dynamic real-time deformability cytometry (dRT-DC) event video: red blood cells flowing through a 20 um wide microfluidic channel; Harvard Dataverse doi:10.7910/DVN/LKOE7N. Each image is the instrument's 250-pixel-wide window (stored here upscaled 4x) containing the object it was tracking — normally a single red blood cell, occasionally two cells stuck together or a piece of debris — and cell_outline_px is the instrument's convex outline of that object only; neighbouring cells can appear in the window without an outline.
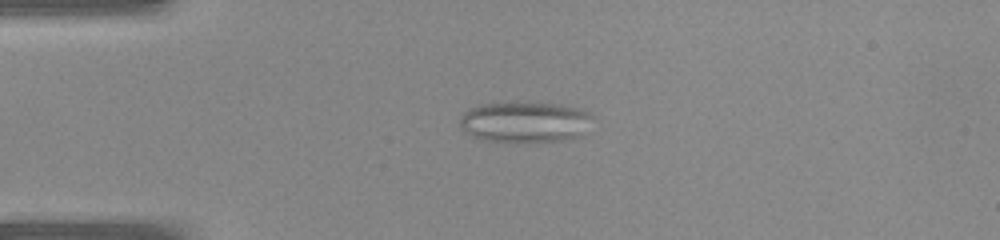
{"species": "common noctule bat (a hibernating species)", "species_latin": "Nyctalus noctula", "temperature_condition": "warm", "stored_images_in_passage": 40, "camera_frame_rate_fps": 3000, "um_per_image_px": 0.085, "animal": {"sex": "female", "body_mass_g": 22.0, "forearm_length_mm": 56.7}, "frame": {"image": 1, "passage_image": 10, "time_ms": 3.0, "image_size_px": [1000, 240], "cell_outline_px": [[592, 116], [584, 136], [564, 140], [480, 140], [464, 132], [460, 124], [460, 116], [468, 108], [480, 104], [528, 100], [560, 104], [576, 108], [588, 112]], "centroid_in_image_um": [44.6, 10.31], "position_along_channel_um": 40.4, "area_um2": 31.91}}
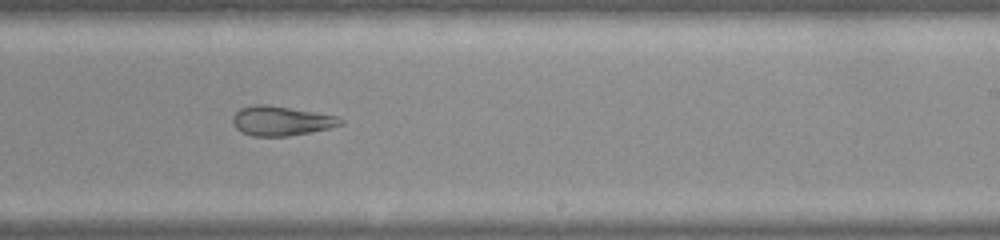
{"frame": {"image": 2, "passage_image": 25, "time_ms": 8.0, "image_size_px": [1000, 240], "cell_outline_px": [[344, 124], [328, 128], [288, 136], [252, 136], [240, 132], [236, 128], [232, 120], [232, 116], [240, 108], [252, 104], [264, 104], [336, 116], [344, 120]], "centroid_in_image_um": [23.84, 10.28], "position_along_channel_um": 265.2, "area_um2": 18.32}}
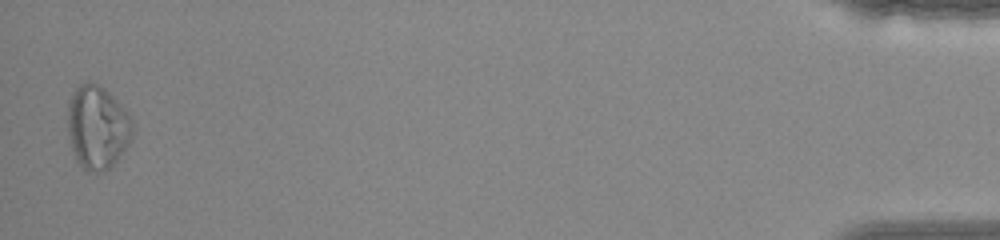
{"frame": {"image": 3, "passage_image": 40, "time_ms": 13.0, "image_size_px": [1000, 240], "cell_outline_px": [[132, 140], [116, 160], [108, 168], [100, 172], [88, 172], [76, 160], [68, 136], [68, 100], [76, 88], [80, 84], [88, 80], [104, 88], [124, 108], [132, 120]], "centroid_in_image_um": [8.26, 10.81], "position_along_channel_um": 426.9, "area_um2": 31.39}}